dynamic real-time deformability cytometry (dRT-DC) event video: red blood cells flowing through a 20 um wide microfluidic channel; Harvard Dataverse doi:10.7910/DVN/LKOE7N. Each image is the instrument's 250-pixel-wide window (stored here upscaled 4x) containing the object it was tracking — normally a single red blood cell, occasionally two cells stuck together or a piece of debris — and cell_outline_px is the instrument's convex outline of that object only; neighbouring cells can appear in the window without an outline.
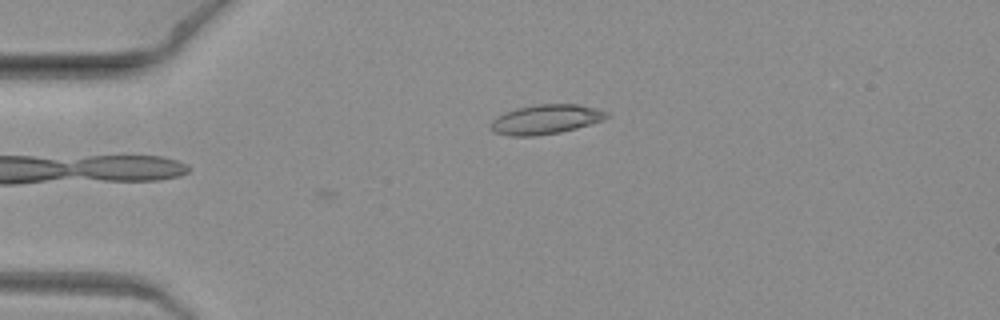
{"species": "common noctule bat (a hibernating species)", "species_latin": "Nyctalus noctula", "temperature_condition": "warm", "stored_images_in_passage": 7, "camera_frame_rate_fps": 3000, "um_per_image_px": 0.085, "animal": {"sex": "female", "body_mass_g": 19.3, "forearm_length_mm": 54.1}, "frame": {"image": 1, "passage_image": 7, "time_ms": 2.0, "image_size_px": [1000, 320], "cell_outline_px": [[612, 116], [604, 120], [576, 128], [560, 132], [536, 136], [508, 136], [492, 132], [488, 128], [488, 124], [496, 116], [504, 112], [516, 108], [536, 104], [580, 104], [600, 108], [608, 112]], "centroid_in_image_um": [46.38, 10.14], "position_along_channel_um": 38.6, "area_um2": 20.52}}